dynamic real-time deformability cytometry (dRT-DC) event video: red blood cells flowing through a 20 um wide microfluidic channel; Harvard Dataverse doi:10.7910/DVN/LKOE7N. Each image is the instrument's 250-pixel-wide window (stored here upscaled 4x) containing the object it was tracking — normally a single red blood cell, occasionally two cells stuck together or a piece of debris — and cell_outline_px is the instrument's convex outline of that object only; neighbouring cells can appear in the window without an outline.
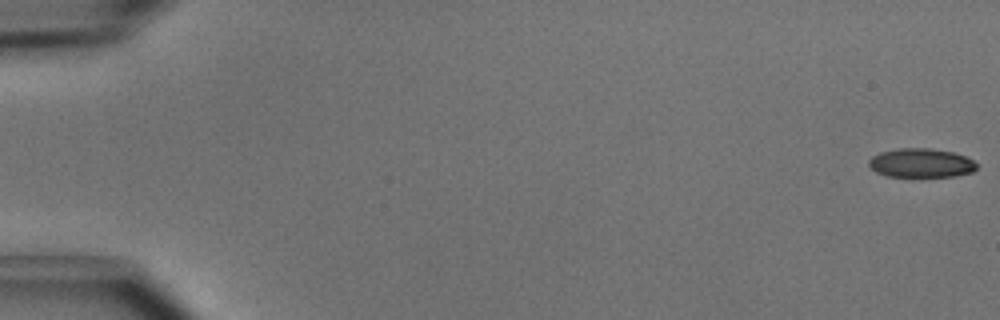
{"species": "common noctule bat (a hibernating species)", "species_latin": "Nyctalus noctula", "temperature_condition": "cold", "stored_images_in_passage": 51, "camera_frame_rate_fps": 3000, "um_per_image_px": 0.085, "animal": {"sex": "male", "body_mass_g": 15.6}, "frame": {"image": 1, "passage_image": 1, "time_ms": 0.0, "image_size_px": [1000, 320], "cell_outline_px": [[976, 168], [972, 172], [956, 176], [888, 176], [876, 172], [868, 164], [868, 160], [872, 156], [880, 152], [900, 148], [928, 148], [952, 152], [964, 156], [972, 160], [976, 164]], "centroid_in_image_um": [78.27, 13.85], "position_along_channel_um": 6.7, "area_um2": 18.03}}
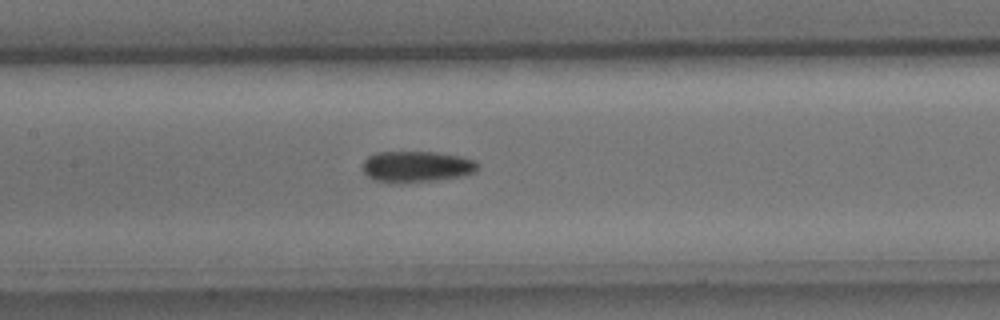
{"frame": {"image": 2, "passage_image": 25, "time_ms": 8.0, "image_size_px": [1000, 320], "cell_outline_px": [[476, 172], [460, 176], [436, 180], [376, 180], [368, 176], [364, 172], [364, 160], [368, 156], [376, 152], [436, 152], [460, 156], [476, 160]], "centroid_in_image_um": [35.45, 14.11], "position_along_channel_um": 172.0, "area_um2": 20.0}}
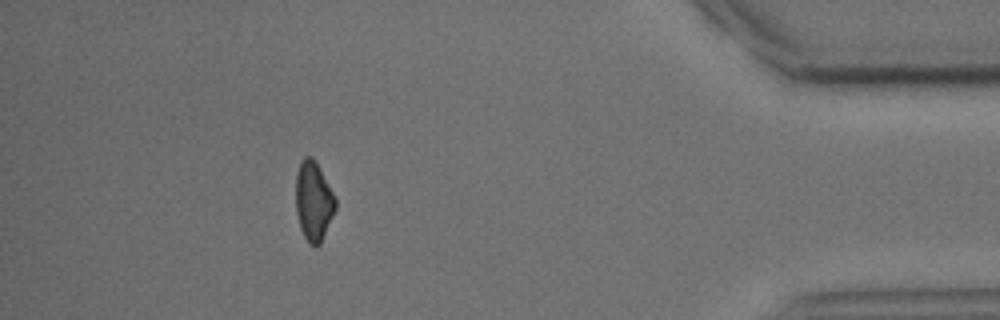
{"frame": {"image": 3, "passage_image": 46, "time_ms": 15.0, "image_size_px": [1000, 320], "cell_outline_px": [[336, 208], [320, 244], [316, 248], [308, 244], [300, 228], [296, 212], [296, 172], [300, 160], [304, 156], [312, 156], [320, 168], [336, 200]], "centroid_in_image_um": [26.63, 17.1], "position_along_channel_um": 408.6, "area_um2": 18.44}, "authors_computed_cell_mechanics": {"area_um2": 19.9988, "velocity_mm_per_s": 4.0351, "shape_relaxation_time_tau1_ms": 4.1618, "shape_relaxation_time_tau2_ms": null, "deformation_change_tau1": 0.0991, "deformation_change_tau2": null}}